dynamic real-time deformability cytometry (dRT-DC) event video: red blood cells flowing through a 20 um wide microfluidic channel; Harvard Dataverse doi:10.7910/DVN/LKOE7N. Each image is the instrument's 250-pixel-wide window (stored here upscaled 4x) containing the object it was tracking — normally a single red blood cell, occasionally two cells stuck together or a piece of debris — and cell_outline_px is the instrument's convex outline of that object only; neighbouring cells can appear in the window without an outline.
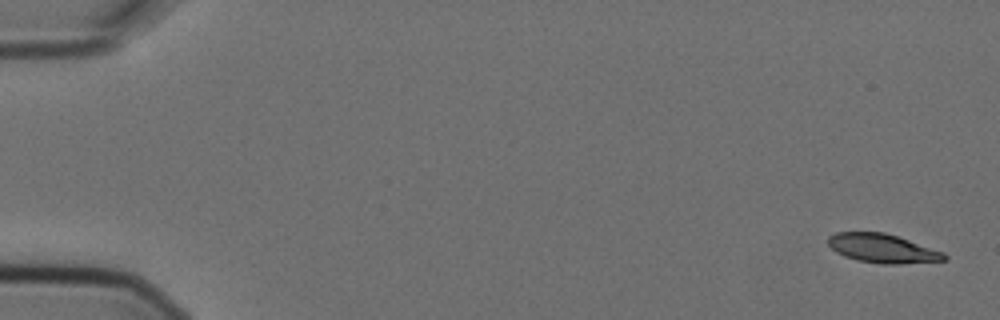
{"species": "Egyptian fruit bat (a non-hibernating species)", "species_latin": "Rousettus aegyptiacus", "temperature_condition": "cold", "stored_images_in_passage": 4, "camera_frame_rate_fps": 3000, "um_per_image_px": 0.085, "animal": {"sex": "female"}, "frame": {"image": 1, "passage_image": 1, "time_ms": 0.0, "image_size_px": [1000, 320], "cell_outline_px": [[948, 260], [900, 264], [884, 264], [856, 260], [844, 256], [836, 252], [828, 244], [828, 236], [836, 232], [884, 232], [944, 252], [948, 256]], "centroid_in_image_um": [75.01, 21.12], "position_along_channel_um": 10.0, "area_um2": 19.54}}
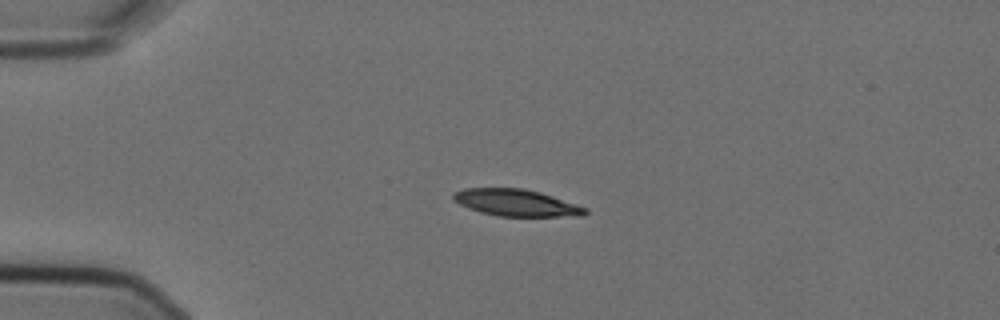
{"frame": {"image": 2, "passage_image": 3, "time_ms": 0.667, "image_size_px": [1000, 320], "cell_outline_px": [[588, 212], [584, 216], [496, 216], [480, 212], [468, 208], [452, 200], [452, 196], [456, 192], [464, 188], [524, 188], [540, 192], [588, 208]], "centroid_in_image_um": [43.88, 17.23], "position_along_channel_um": 41.1, "area_um2": 20.63}}